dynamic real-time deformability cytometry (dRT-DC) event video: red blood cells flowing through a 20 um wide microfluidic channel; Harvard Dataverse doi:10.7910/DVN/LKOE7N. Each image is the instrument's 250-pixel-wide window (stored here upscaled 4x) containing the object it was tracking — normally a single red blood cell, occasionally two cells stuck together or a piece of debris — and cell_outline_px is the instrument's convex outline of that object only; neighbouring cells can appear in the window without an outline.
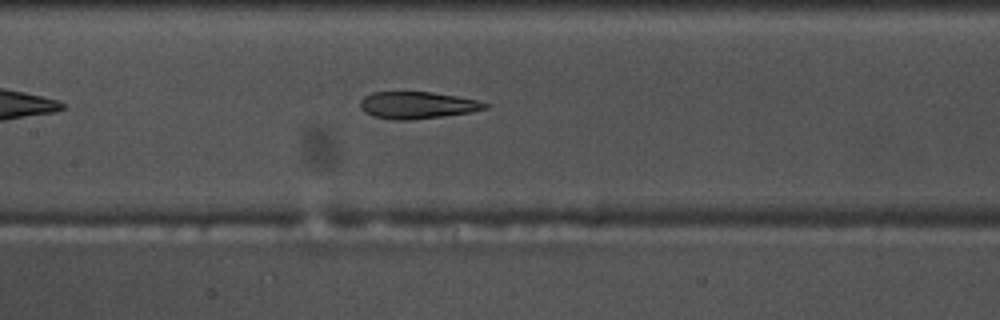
{"species": "common noctule bat (a hibernating species)", "species_latin": "Nyctalus noctula", "temperature_condition": "warm", "stored_images_in_passage": 37, "camera_frame_rate_fps": 3000, "um_per_image_px": 0.085, "animal": {"sex": "male", "body_mass_g": 17.5, "forearm_length_mm": 52.3}, "frame": {"image": 1, "passage_image": 11, "time_ms": 3.333, "image_size_px": [1000, 320], "cell_outline_px": [[488, 108], [472, 112], [444, 116], [408, 120], [392, 120], [372, 116], [364, 112], [360, 108], [360, 100], [364, 96], [372, 92], [432, 92], [456, 96], [476, 100], [488, 104]], "centroid_in_image_um": [35.43, 8.94], "position_along_channel_um": 172.0, "area_um2": 19.71}, "authors_computed_cell_mechanics": {"area_um2": 20.808, "velocity_mm_per_s": 3.7033, "shape_relaxation_time_tau1_ms": null, "shape_relaxation_time_tau2_ms": 2.9964, "deformation_change_tau1": null, "deformation_change_tau2": 0.1268}}